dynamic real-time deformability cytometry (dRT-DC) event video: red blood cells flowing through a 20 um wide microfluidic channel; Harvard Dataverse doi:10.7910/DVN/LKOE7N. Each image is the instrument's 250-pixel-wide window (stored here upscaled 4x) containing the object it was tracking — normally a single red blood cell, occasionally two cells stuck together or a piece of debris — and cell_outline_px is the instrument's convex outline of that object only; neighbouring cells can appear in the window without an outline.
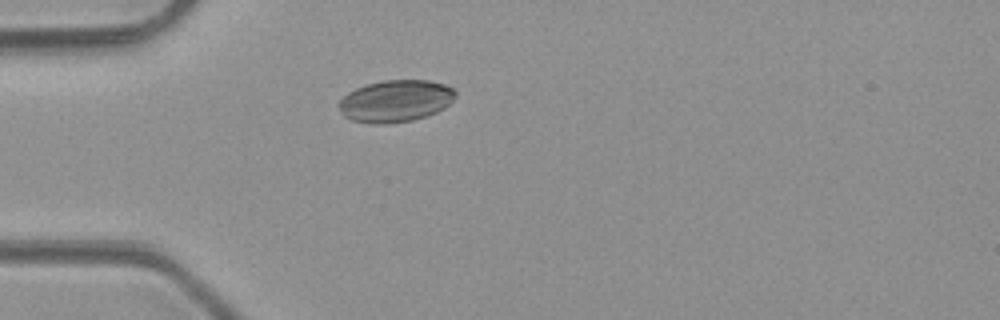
{"species": "common noctule bat (a hibernating species)", "species_latin": "Nyctalus noctula", "temperature_condition": "room temperature", "stored_images_in_passage": 1, "camera_frame_rate_fps": 3000, "um_per_image_px": 0.085, "animal": {"sex": "male", "body_mass_g": 23.1, "forearm_length_mm": 52.7}, "frame": {"image": 1, "passage_image": 1, "time_ms": 0.0, "image_size_px": [1000, 320], "cell_outline_px": [[456, 96], [444, 108], [436, 112], [412, 120], [384, 124], [372, 124], [352, 120], [344, 116], [336, 104], [348, 92], [356, 88], [368, 84], [384, 80], [428, 80], [444, 84], [452, 88], [456, 92]], "centroid_in_image_um": [33.6, 8.58], "position_along_channel_um": 51.4, "area_um2": 28.44}}